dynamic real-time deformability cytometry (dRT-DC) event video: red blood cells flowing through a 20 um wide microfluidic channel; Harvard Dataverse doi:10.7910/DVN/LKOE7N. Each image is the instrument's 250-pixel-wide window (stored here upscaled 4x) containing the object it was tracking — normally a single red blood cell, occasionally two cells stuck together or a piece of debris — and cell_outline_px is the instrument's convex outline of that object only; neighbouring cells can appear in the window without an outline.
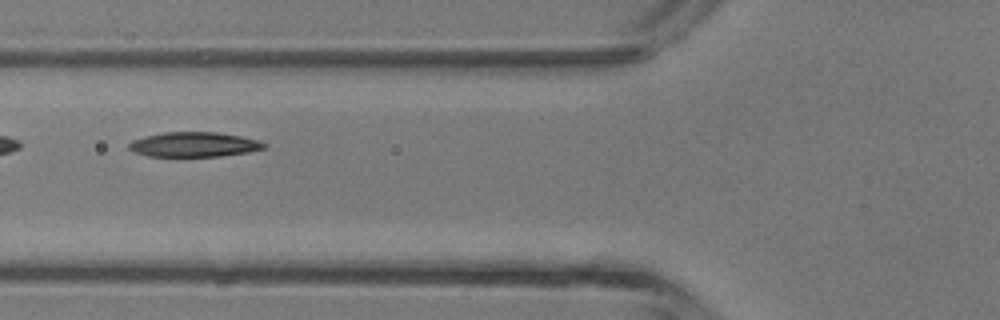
{"species": "common noctule bat (a hibernating species)", "species_latin": "Nyctalus noctula", "temperature_condition": "room temperature", "stored_images_in_passage": 41, "camera_frame_rate_fps": 3000, "um_per_image_px": 0.085, "animal": {"sex": "male", "body_mass_g": 13.3}, "frame": {"image": 1, "passage_image": 16, "time_ms": 5.0, "image_size_px": [1000, 320], "cell_outline_px": [[268, 144], [264, 148], [248, 152], [220, 156], [148, 156], [136, 152], [128, 148], [128, 144], [132, 140], [144, 136], [164, 132], [216, 132], [240, 136], [256, 140]], "centroid_in_image_um": [16.47, 12.28], "position_along_channel_um": 109.3, "area_um2": 19.36}}
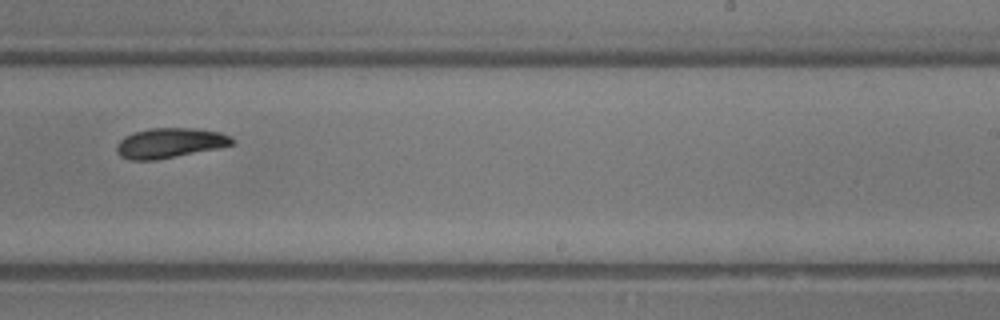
{"frame": {"image": 2, "passage_image": 26, "time_ms": 8.333, "image_size_px": [1000, 320], "cell_outline_px": [[232, 144], [216, 148], [152, 160], [132, 160], [120, 156], [116, 152], [116, 144], [124, 136], [136, 132], [152, 128], [196, 128], [220, 132], [228, 136], [232, 140]], "centroid_in_image_um": [14.36, 12.14], "position_along_channel_um": 274.6, "area_um2": 19.65}}
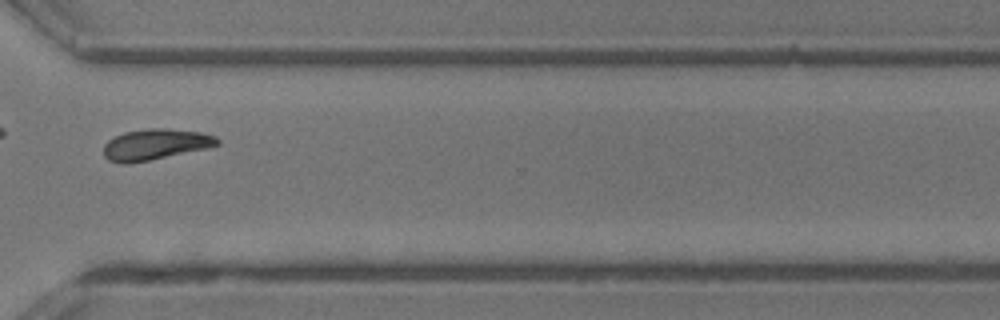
{"frame": {"image": 3, "passage_image": 31, "time_ms": 10.0, "image_size_px": [1000, 320], "cell_outline_px": [[220, 144], [208, 148], [148, 160], [124, 164], [120, 164], [108, 160], [104, 156], [104, 144], [108, 140], [124, 132], [148, 128], [168, 128], [200, 132], [216, 136], [220, 140]], "centroid_in_image_um": [13.21, 12.27], "position_along_channel_um": 357.4, "area_um2": 20.46}, "authors_computed_cell_mechanics": {"area_um2": 20.519, "velocity_mm_per_s": 4.9652, "shape_relaxation_time_tau1_ms": 1.9376, "shape_relaxation_time_tau2_ms": null, "deformation_change_tau1": 0.1221, "deformation_change_tau2": null}}